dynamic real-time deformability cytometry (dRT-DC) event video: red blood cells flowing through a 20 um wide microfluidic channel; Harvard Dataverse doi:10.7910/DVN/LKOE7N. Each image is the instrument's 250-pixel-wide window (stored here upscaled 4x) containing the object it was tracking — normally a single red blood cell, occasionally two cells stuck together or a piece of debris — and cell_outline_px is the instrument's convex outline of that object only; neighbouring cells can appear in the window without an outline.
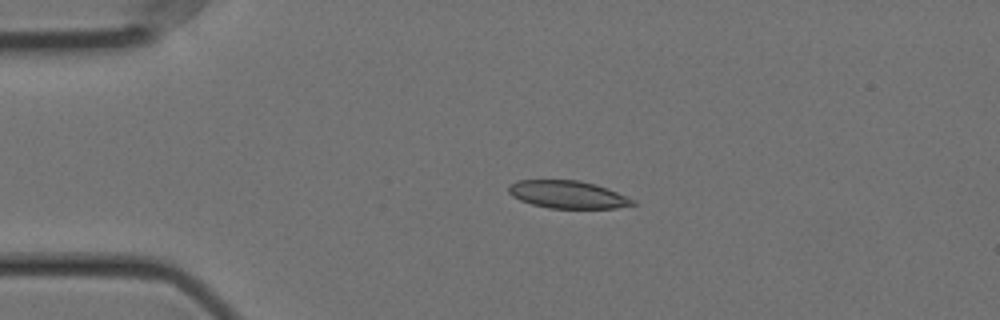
{"species": "Egyptian fruit bat (a non-hibernating species)", "species_latin": "Rousettus aegyptiacus", "temperature_condition": "cold", "stored_images_in_passage": 45, "camera_frame_rate_fps": 3000, "um_per_image_px": 0.085, "animal": {"sex": "female"}, "frame": {"image": 1, "passage_image": 1, "time_ms": 0.0, "image_size_px": [1000, 320], "cell_outline_px": [[636, 204], [616, 208], [548, 208], [532, 204], [520, 200], [512, 196], [508, 192], [508, 188], [516, 180], [580, 180], [596, 184], [608, 188], [636, 200]], "centroid_in_image_um": [48.28, 16.53], "position_along_channel_um": 36.7, "area_um2": 20.06}}
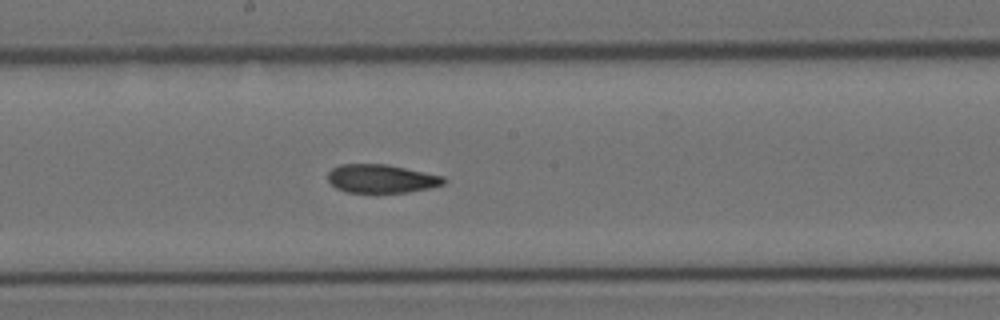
{"frame": {"image": 2, "passage_image": 19, "time_ms": 6.0, "image_size_px": [1000, 320], "cell_outline_px": [[448, 180], [444, 184], [428, 188], [408, 192], [344, 192], [336, 188], [328, 180], [328, 172], [332, 168], [340, 164], [388, 164], [444, 176]], "centroid_in_image_um": [32.42, 15.18], "position_along_channel_um": 215.8, "area_um2": 19.31}}
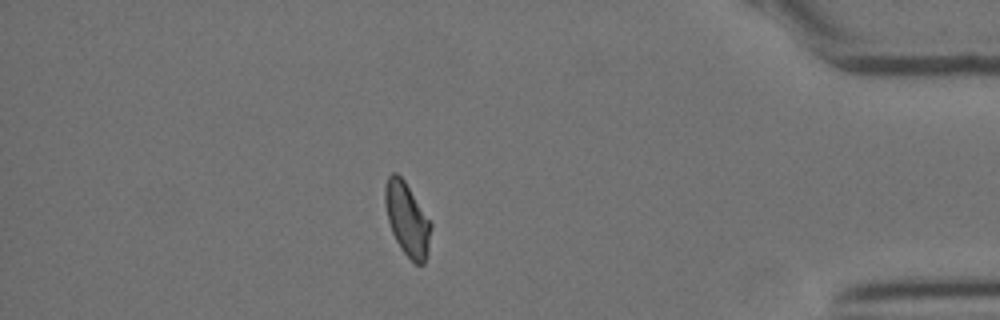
{"frame": {"image": 3, "passage_image": 38, "time_ms": 12.333, "image_size_px": [1000, 320], "cell_outline_px": [[432, 228], [428, 252], [424, 264], [416, 264], [400, 248], [392, 232], [388, 220], [384, 204], [384, 188], [388, 176], [392, 172], [396, 172], [404, 180], [432, 224]], "centroid_in_image_um": [34.6, 18.63], "position_along_channel_um": 400.6, "area_um2": 19.48}, "authors_computed_cell_mechanics": {"area_um2": 20.0566, "velocity_mm_per_s": 3.5511, "shape_relaxation_time_tau1_ms": null, "shape_relaxation_time_tau2_ms": 2.7674, "deformation_change_tau1": null, "deformation_change_tau2": 0.0758}}